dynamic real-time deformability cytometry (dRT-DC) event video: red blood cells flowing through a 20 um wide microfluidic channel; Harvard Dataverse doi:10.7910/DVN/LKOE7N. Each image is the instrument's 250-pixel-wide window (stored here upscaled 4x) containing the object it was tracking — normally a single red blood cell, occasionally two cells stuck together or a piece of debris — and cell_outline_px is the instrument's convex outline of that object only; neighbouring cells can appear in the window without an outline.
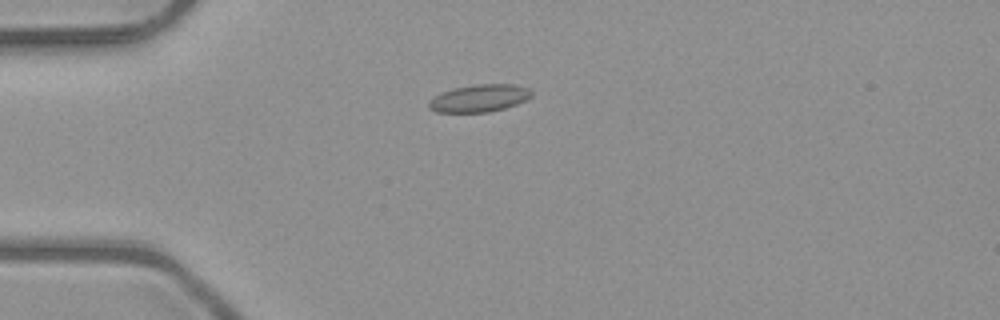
{"species": "common noctule bat (a hibernating species)", "species_latin": "Nyctalus noctula", "temperature_condition": "room temperature", "stored_images_in_passage": 50, "camera_frame_rate_fps": 3000, "um_per_image_px": 0.085, "animal": {"sex": "male", "body_mass_g": 23.1, "forearm_length_mm": 52.7}, "frame": {"image": 1, "passage_image": 12, "time_ms": 3.667, "image_size_px": [1000, 320], "cell_outline_px": [[532, 96], [516, 104], [504, 108], [488, 112], [436, 112], [428, 108], [428, 100], [440, 92], [452, 88], [476, 84], [516, 84], [528, 88], [532, 92]], "centroid_in_image_um": [40.7, 8.34], "position_along_channel_um": 44.3, "area_um2": 16.53}}
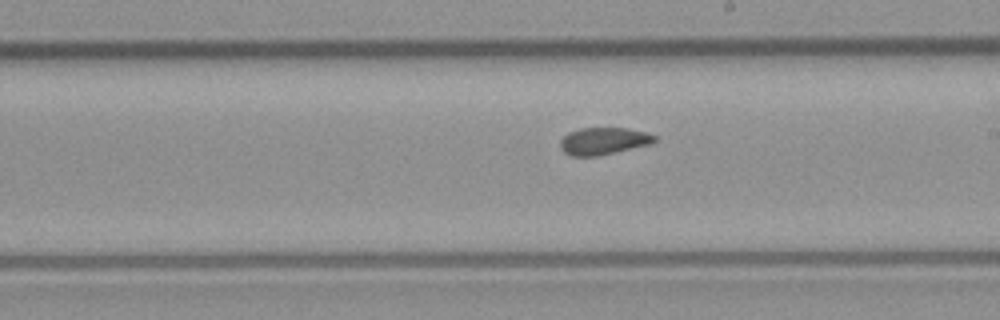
{"frame": {"image": 2, "passage_image": 28, "time_ms": 9.0, "image_size_px": [1000, 320], "cell_outline_px": [[656, 140], [652, 144], [596, 156], [572, 156], [564, 152], [560, 148], [560, 140], [568, 132], [580, 128], [628, 128], [644, 132], [656, 136]], "centroid_in_image_um": [51.28, 11.98], "position_along_channel_um": 237.7, "area_um2": 14.91}}
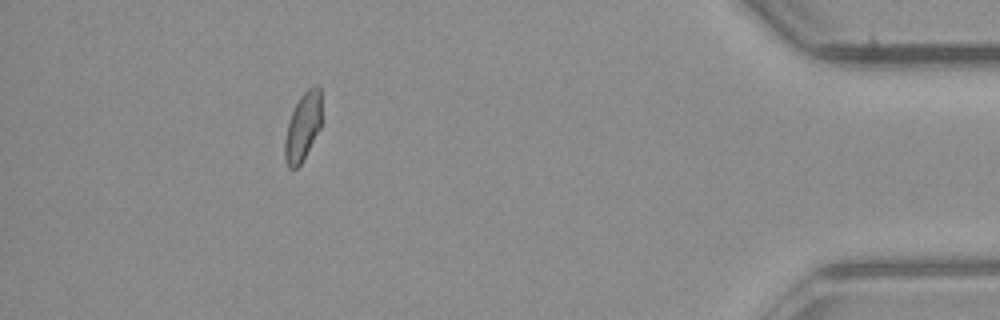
{"frame": {"image": 3, "passage_image": 45, "time_ms": 14.667, "image_size_px": [1000, 320], "cell_outline_px": [[320, 128], [300, 164], [296, 168], [288, 168], [284, 156], [284, 140], [288, 124], [292, 112], [300, 96], [308, 88], [316, 84], [320, 88]], "centroid_in_image_um": [25.72, 10.77], "position_along_channel_um": 409.5, "area_um2": 14.28}, "authors_computed_cell_mechanics": {"area_um2": 15.4326, "velocity_mm_per_s": 4.0381, "shape_relaxation_time_tau1_ms": null, "shape_relaxation_time_tau2_ms": 1.7085, "deformation_change_tau1": null, "deformation_change_tau2": 0.0762}}